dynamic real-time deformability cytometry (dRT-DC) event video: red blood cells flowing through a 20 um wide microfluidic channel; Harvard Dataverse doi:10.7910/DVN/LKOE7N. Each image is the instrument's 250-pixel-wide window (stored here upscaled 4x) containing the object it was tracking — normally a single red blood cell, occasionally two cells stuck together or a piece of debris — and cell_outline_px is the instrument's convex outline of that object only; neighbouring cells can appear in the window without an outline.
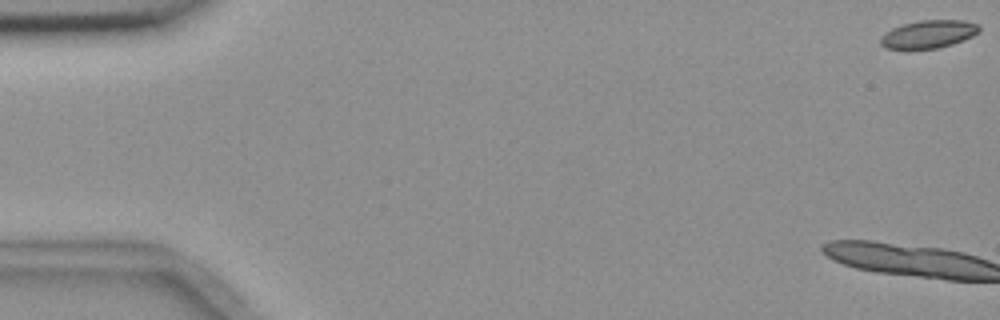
{"species": "common noctule bat (a hibernating species)", "species_latin": "Nyctalus noctula", "temperature_condition": "room temperature", "stored_images_in_passage": 4, "camera_frame_rate_fps": 3000, "um_per_image_px": 0.085, "animal": {"sex": "female", "body_mass_g": 18.4}, "frame": {"image": 1, "passage_image": 1, "time_ms": 0.0, "image_size_px": [1000, 320], "cell_outline_px": [[980, 32], [964, 40], [952, 44], [936, 48], [884, 48], [880, 44], [880, 36], [892, 28], [904, 24], [920, 20], [964, 20], [976, 24], [980, 28]], "centroid_in_image_um": [78.93, 2.89], "position_along_channel_um": 6.1, "area_um2": 15.9}}